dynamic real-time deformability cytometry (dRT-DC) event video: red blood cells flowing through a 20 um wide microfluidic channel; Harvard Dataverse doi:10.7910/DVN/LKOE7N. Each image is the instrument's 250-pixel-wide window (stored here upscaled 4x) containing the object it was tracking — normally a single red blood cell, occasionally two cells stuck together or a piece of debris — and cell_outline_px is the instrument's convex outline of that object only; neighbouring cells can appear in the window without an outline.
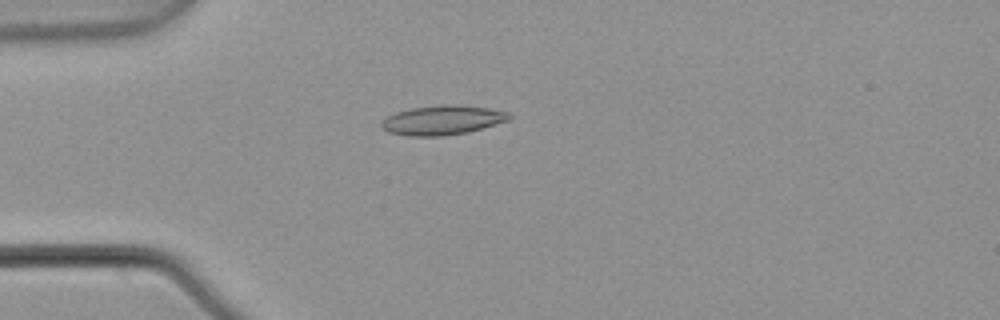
{"species": "common noctule bat (a hibernating species)", "species_latin": "Nyctalus noctula", "temperature_condition": "warm", "stored_images_in_passage": 3, "camera_frame_rate_fps": 3000, "um_per_image_px": 0.085, "animal": {"sex": "male", "body_mass_g": 21.5, "forearm_length_mm": 52.0}, "frame": {"image": 1, "passage_image": 3, "time_ms": 0.667, "image_size_px": [1000, 320], "cell_outline_px": [[512, 116], [508, 120], [468, 132], [440, 136], [408, 136], [388, 132], [380, 124], [380, 120], [384, 116], [396, 112], [412, 108], [444, 104], [460, 104], [488, 108], [508, 112]], "centroid_in_image_um": [37.56, 10.2], "position_along_channel_um": 47.4, "area_um2": 21.96}}